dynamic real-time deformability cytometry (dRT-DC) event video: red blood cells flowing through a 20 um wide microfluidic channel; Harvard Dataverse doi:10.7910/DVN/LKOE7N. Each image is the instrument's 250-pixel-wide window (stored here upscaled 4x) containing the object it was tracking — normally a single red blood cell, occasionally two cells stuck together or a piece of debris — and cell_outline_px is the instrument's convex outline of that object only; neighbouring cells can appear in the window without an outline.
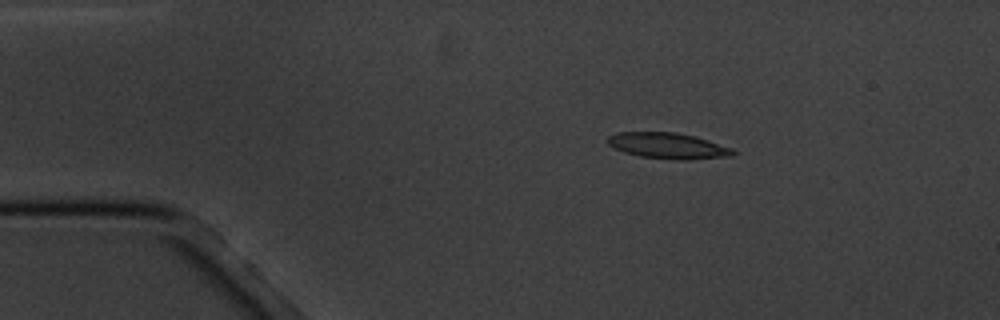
{"species": "common noctule bat (a hibernating species)", "species_latin": "Nyctalus noctula", "temperature_condition": "cold", "stored_images_in_passage": 4, "camera_frame_rate_fps": 3000, "um_per_image_px": 0.085, "animal": {"sex": "male", "body_mass_g": 20.1, "forearm_length_mm": 53.5}, "frame": {"image": 1, "passage_image": 2, "time_ms": 1.333, "image_size_px": [1000, 320], "cell_outline_px": [[736, 152], [732, 156], [680, 160], [640, 156], [624, 152], [608, 144], [608, 136], [620, 132], [676, 132], [708, 140], [732, 148]], "centroid_in_image_um": [56.79, 12.38], "position_along_channel_um": 28.2, "area_um2": 18.61}}
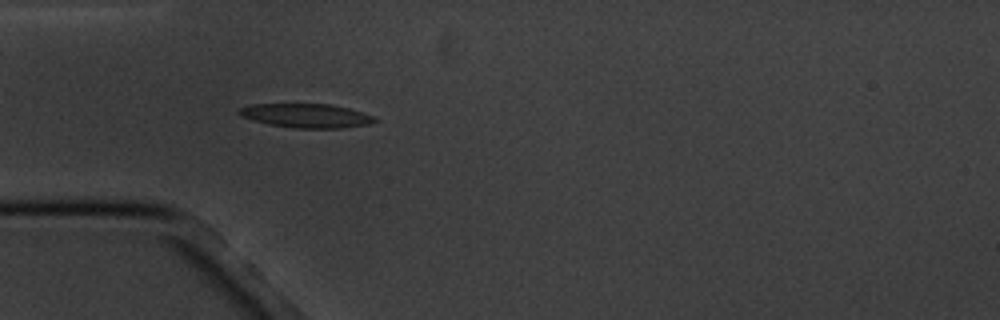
{"frame": {"image": 2, "passage_image": 4, "time_ms": 3.667, "image_size_px": [1000, 320], "cell_outline_px": [[380, 120], [368, 124], [340, 128], [292, 128], [268, 124], [252, 120], [240, 116], [236, 112], [240, 108], [252, 104], [328, 104], [348, 108], [376, 116]], "centroid_in_image_um": [26.03, 9.83], "position_along_channel_um": 59.0, "area_um2": 19.07}}